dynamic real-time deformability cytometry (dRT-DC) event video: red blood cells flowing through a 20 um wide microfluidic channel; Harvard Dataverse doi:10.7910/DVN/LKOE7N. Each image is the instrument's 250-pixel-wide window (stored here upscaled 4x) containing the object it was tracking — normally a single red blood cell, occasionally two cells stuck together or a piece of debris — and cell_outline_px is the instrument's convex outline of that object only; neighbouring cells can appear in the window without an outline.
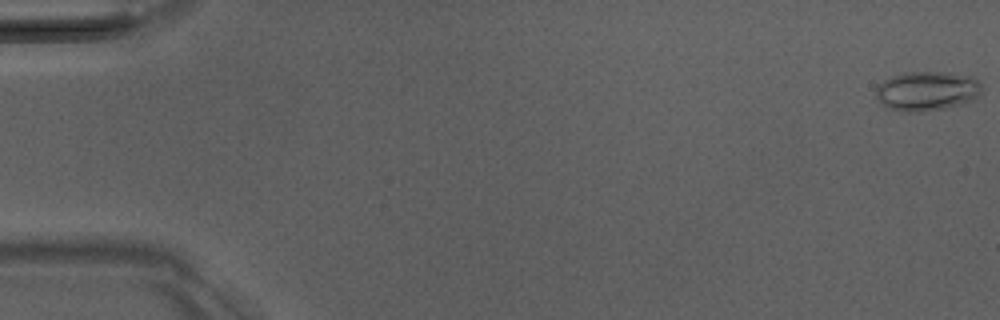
{"species": "Egyptian fruit bat (a non-hibernating species)", "species_latin": "Rousettus aegyptiacus", "temperature_condition": "room temperature", "stored_images_in_passage": 48, "camera_frame_rate_fps": 3000, "um_per_image_px": 0.085, "animal": {"sex": "male"}, "frame": {"image": 1, "passage_image": 1, "time_ms": 0.0, "image_size_px": [1000, 320], "cell_outline_px": [[980, 92], [972, 100], [964, 104], [944, 108], [920, 112], [904, 112], [888, 108], [876, 96], [876, 88], [884, 80], [892, 76], [904, 72], [944, 72], [972, 76], [980, 84]], "centroid_in_image_um": [78.78, 7.74], "position_along_channel_um": 6.2, "area_um2": 24.16}}
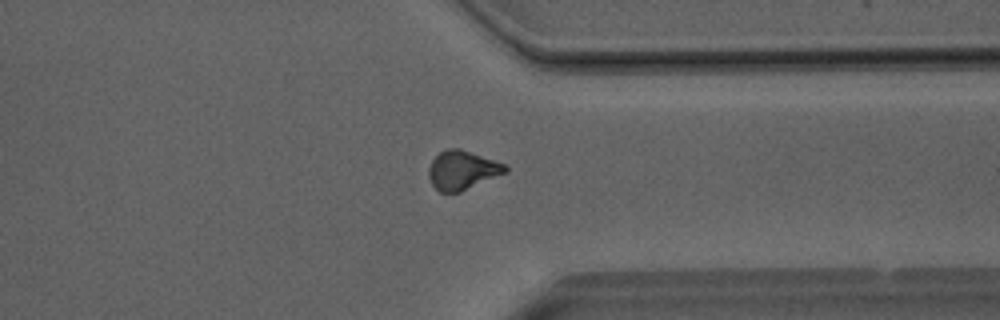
{"frame": {"image": 2, "passage_image": 40, "time_ms": 13.0, "image_size_px": [1000, 320], "cell_outline_px": [[508, 172], [460, 192], [440, 192], [432, 184], [428, 176], [428, 168], [432, 160], [440, 152], [448, 148], [460, 148], [508, 164]], "centroid_in_image_um": [39.33, 14.45], "position_along_channel_um": 372.1, "area_um2": 17.57}}
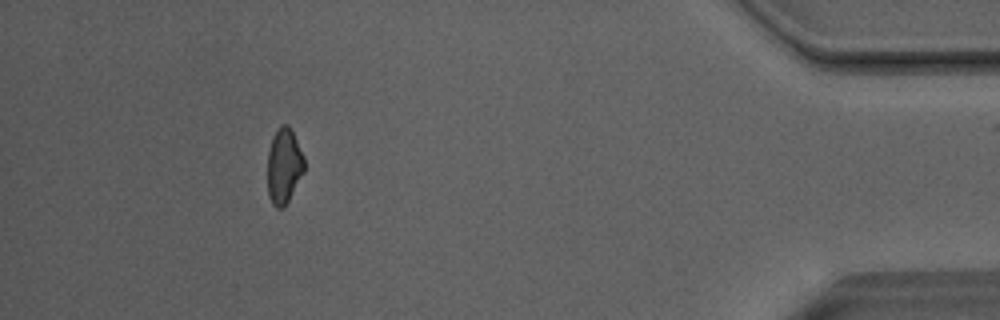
{"frame": {"image": 3, "passage_image": 47, "time_ms": 15.333, "image_size_px": [1000, 320], "cell_outline_px": [[304, 172], [284, 208], [276, 208], [272, 204], [268, 196], [268, 152], [272, 136], [276, 128], [280, 124], [288, 124], [304, 156]], "centroid_in_image_um": [24.12, 14.1], "position_along_channel_um": 411.1, "area_um2": 16.24}}